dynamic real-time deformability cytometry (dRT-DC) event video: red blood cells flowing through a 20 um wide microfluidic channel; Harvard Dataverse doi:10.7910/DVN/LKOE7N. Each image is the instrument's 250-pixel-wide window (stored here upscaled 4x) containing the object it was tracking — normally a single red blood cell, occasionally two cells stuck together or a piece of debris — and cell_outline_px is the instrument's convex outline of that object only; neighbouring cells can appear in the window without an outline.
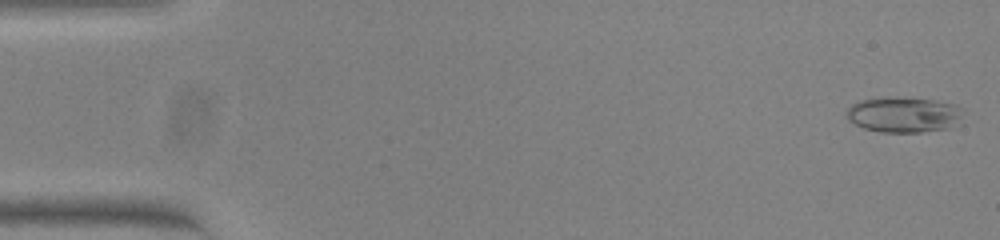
{"species": "common noctule bat (a hibernating species)", "species_latin": "Nyctalus noctula", "temperature_condition": "warm", "stored_images_in_passage": 11, "camera_frame_rate_fps": 3000, "um_per_image_px": 0.085, "animal": {"sex": "female", "body_mass_g": 23.0, "forearm_length_mm": 53.4}, "frame": {"image": 1, "passage_image": 1, "time_ms": 0.0, "image_size_px": [1000, 240], "cell_outline_px": [[976, 120], [952, 128], [920, 132], [880, 132], [864, 128], [848, 120], [848, 108], [852, 104], [860, 100], [884, 96], [912, 96], [936, 100], [956, 104], [964, 108]], "centroid_in_image_um": [77.1, 9.73], "position_along_channel_um": 7.9, "area_um2": 25.95}}